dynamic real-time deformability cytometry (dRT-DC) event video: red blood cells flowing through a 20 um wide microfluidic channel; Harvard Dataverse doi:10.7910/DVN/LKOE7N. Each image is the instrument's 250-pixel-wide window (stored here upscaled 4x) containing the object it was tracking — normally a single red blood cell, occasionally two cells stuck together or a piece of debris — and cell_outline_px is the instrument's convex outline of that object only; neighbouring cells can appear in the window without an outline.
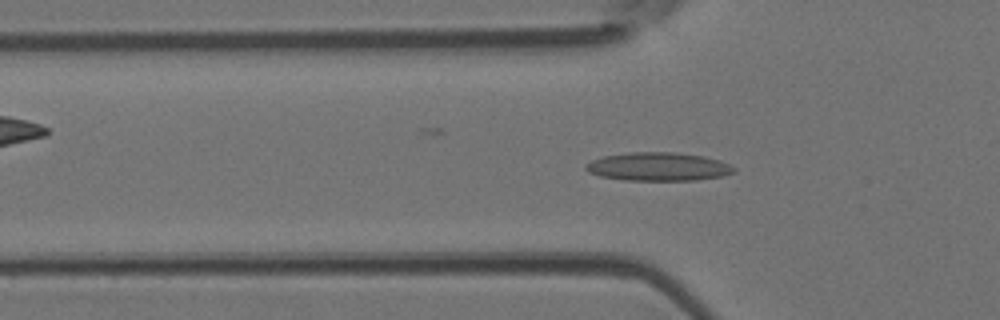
{"species": "Egyptian fruit bat (a non-hibernating species)", "species_latin": "Rousettus aegyptiacus", "temperature_condition": "room temperature", "stored_images_in_passage": 50, "camera_frame_rate_fps": 3000, "um_per_image_px": 0.085, "animal": {"sex": "female"}, "frame": {"image": 1, "passage_image": 16, "time_ms": 5.0, "image_size_px": [1000, 320], "cell_outline_px": [[736, 172], [724, 176], [696, 180], [624, 180], [600, 176], [588, 172], [584, 168], [584, 164], [592, 160], [604, 156], [628, 152], [676, 152], [704, 156], [720, 160], [736, 168]], "centroid_in_image_um": [55.96, 14.16], "position_along_channel_um": 69.8, "area_um2": 24.74}}
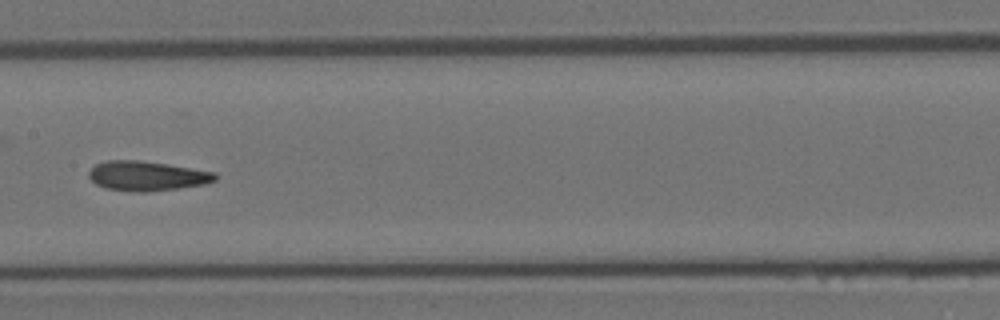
{"frame": {"image": 2, "passage_image": 25, "time_ms": 8.0, "image_size_px": [1000, 320], "cell_outline_px": [[216, 180], [204, 184], [180, 188], [144, 192], [140, 192], [104, 188], [96, 184], [88, 176], [88, 172], [96, 164], [108, 160], [136, 160], [168, 164], [216, 172]], "centroid_in_image_um": [12.49, 14.95], "position_along_channel_um": 194.9, "area_um2": 21.73}}
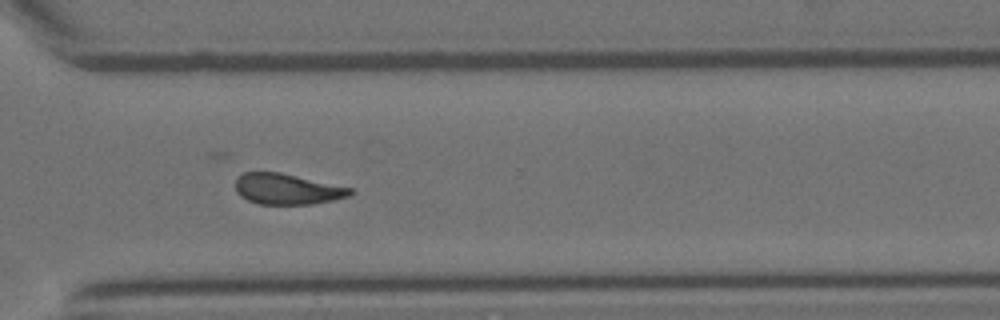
{"frame": {"image": 3, "passage_image": 36, "time_ms": 11.667, "image_size_px": [1000, 320], "cell_outline_px": [[352, 192], [348, 196], [332, 200], [312, 204], [260, 204], [248, 200], [240, 196], [236, 192], [236, 176], [244, 172], [280, 172], [352, 188]], "centroid_in_image_um": [24.36, 16.06], "position_along_channel_um": 346.2, "area_um2": 20.46}, "authors_computed_cell_mechanics": {"area_um2": 21.7617, "velocity_mm_per_s": 4.1471, "shape_relaxation_time_tau1_ms": 8.2864, "shape_relaxation_time_tau2_ms": 2.2757, "deformation_change_tau1": 0.2097, "deformation_change_tau2": 0.1008}}